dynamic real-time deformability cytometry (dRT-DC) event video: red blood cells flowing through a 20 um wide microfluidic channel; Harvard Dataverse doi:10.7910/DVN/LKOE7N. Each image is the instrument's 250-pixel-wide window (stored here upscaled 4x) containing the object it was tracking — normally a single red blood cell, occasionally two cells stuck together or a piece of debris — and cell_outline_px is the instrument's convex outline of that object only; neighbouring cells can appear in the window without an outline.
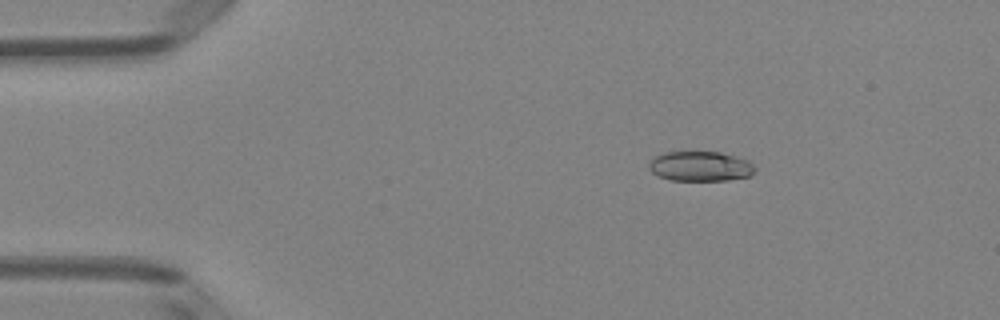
{"species": "Egyptian fruit bat (a non-hibernating species)", "species_latin": "Rousettus aegyptiacus", "temperature_condition": "room temperature", "stored_images_in_passage": 44, "camera_frame_rate_fps": 3000, "um_per_image_px": 0.085, "animal": {"sex": "female"}, "frame": {"image": 1, "passage_image": 2, "time_ms": 0.333, "image_size_px": [1000, 320], "cell_outline_px": [[756, 168], [748, 176], [728, 180], [668, 180], [656, 176], [648, 168], [648, 164], [656, 156], [664, 152], [688, 148], [720, 152], [736, 156], [748, 160]], "centroid_in_image_um": [59.46, 14.08], "position_along_channel_um": 25.5, "area_um2": 19.25}}
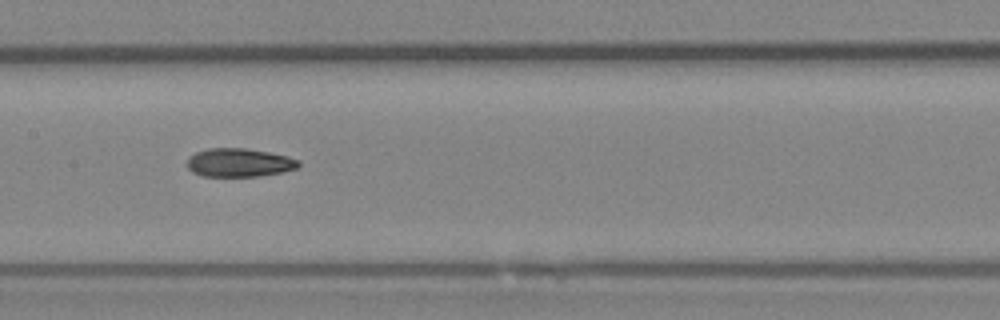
{"frame": {"image": 2, "passage_image": 19, "time_ms": 6.0, "image_size_px": [1000, 320], "cell_outline_px": [[300, 164], [296, 168], [280, 172], [256, 176], [204, 176], [192, 172], [188, 168], [188, 160], [196, 152], [208, 148], [244, 148], [268, 152], [288, 156], [300, 160]], "centroid_in_image_um": [20.34, 13.81], "position_along_channel_um": 187.1, "area_um2": 18.26}}
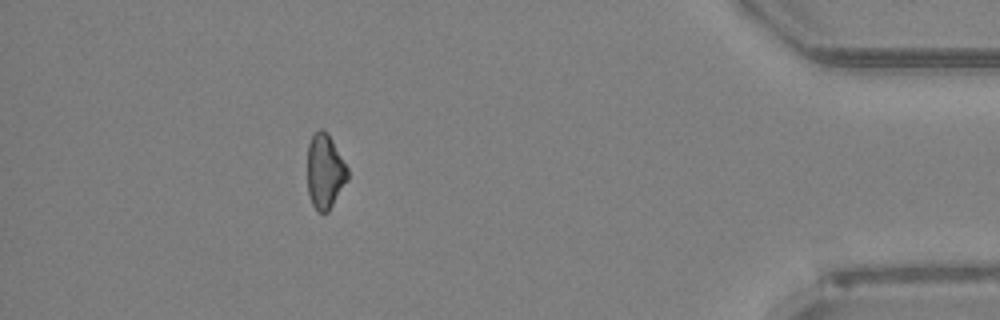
{"frame": {"image": 3, "passage_image": 39, "time_ms": 12.667, "image_size_px": [1000, 320], "cell_outline_px": [[348, 180], [328, 212], [320, 212], [312, 204], [308, 192], [308, 144], [312, 136], [320, 128], [328, 132], [348, 168]], "centroid_in_image_um": [27.63, 14.55], "position_along_channel_um": 407.6, "area_um2": 17.46}, "authors_computed_cell_mechanics": {"area_um2": 18.6116, "velocity_mm_per_s": 4.0678, "shape_relaxation_time_tau1_ms": 3.6572, "shape_relaxation_time_tau2_ms": 4.1722, "deformation_change_tau1": 0.1325, "deformation_change_tau2": 0.1204}}